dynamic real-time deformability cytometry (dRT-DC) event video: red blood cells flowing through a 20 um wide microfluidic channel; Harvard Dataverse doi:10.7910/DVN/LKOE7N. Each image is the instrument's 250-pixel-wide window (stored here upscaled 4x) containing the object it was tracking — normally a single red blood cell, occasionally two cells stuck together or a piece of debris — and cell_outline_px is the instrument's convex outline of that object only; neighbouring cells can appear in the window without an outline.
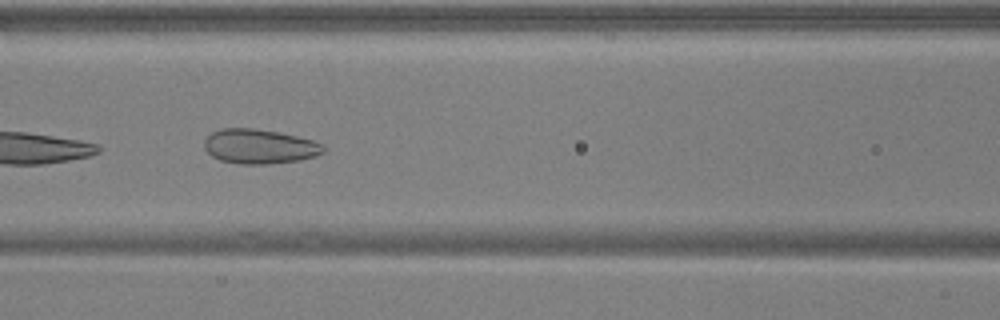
{"species": "common noctule bat (a hibernating species)", "species_latin": "Nyctalus noctula", "temperature_condition": "warm", "stored_images_in_passage": 10, "camera_frame_rate_fps": 3000, "um_per_image_px": 0.085, "animal": {"sex": "male", "body_mass_g": 17.9, "forearm_length_mm": 54.2}, "frame": {"image": 1, "passage_image": 6, "time_ms": 1.667, "image_size_px": [1000, 320], "cell_outline_px": [[324, 152], [316, 156], [300, 160], [264, 164], [240, 164], [220, 160], [212, 156], [204, 148], [204, 140], [212, 132], [224, 128], [252, 128], [280, 132], [312, 140], [324, 144]], "centroid_in_image_um": [22.06, 12.45], "position_along_channel_um": 144.5, "area_um2": 23.99}}
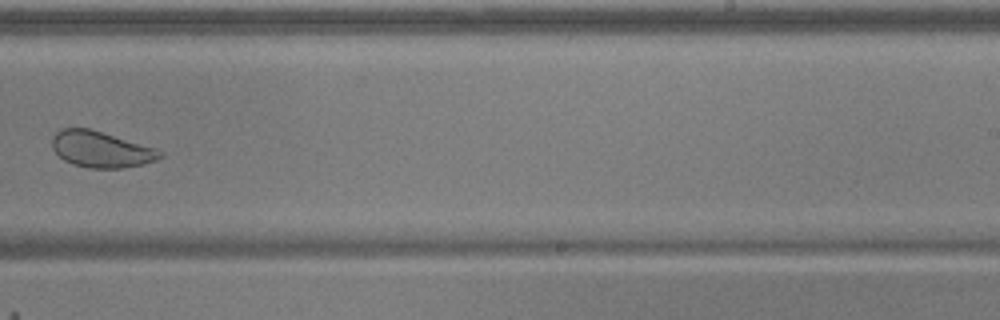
{"frame": {"image": 2, "passage_image": 9, "time_ms": 2.667, "image_size_px": [1000, 320], "cell_outline_px": [[164, 156], [156, 160], [144, 164], [120, 168], [92, 168], [72, 164], [64, 160], [52, 148], [52, 136], [60, 128], [88, 128], [156, 148], [164, 152]], "centroid_in_image_um": [8.59, 12.69], "position_along_channel_um": 280.4, "area_um2": 22.66}}